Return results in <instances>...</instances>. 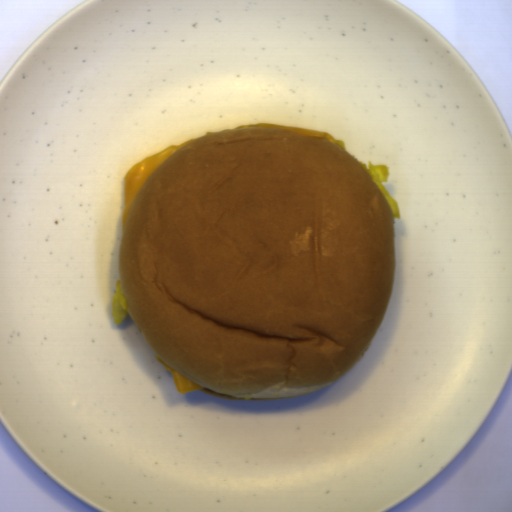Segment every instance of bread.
<instances>
[{
    "mask_svg": "<svg viewBox=\"0 0 512 512\" xmlns=\"http://www.w3.org/2000/svg\"><path fill=\"white\" fill-rule=\"evenodd\" d=\"M393 209L328 132L239 124L148 177L122 230L130 320L219 397L300 396L345 376L389 306Z\"/></svg>",
    "mask_w": 512,
    "mask_h": 512,
    "instance_id": "obj_1",
    "label": "bread"
}]
</instances>
